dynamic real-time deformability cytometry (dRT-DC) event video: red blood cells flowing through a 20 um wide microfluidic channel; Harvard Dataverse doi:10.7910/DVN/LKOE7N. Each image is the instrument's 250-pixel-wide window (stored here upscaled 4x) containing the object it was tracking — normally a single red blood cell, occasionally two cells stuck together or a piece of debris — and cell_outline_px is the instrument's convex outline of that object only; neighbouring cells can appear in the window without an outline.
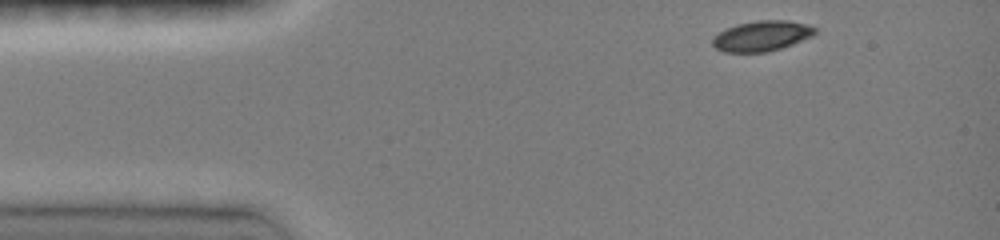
{"species": "common noctule bat (a hibernating species)", "species_latin": "Nyctalus noctula", "temperature_condition": "room temperature", "stored_images_in_passage": 38, "camera_frame_rate_fps": 3000, "um_per_image_px": 0.085, "animal": {"sex": "female", "body_mass_g": 19.0, "forearm_length_mm": 51.5}, "frame": {"image": 1, "passage_image": 1, "time_ms": 0.0, "image_size_px": [1000, 240], "cell_outline_px": [[816, 32], [812, 36], [792, 44], [768, 52], [724, 52], [716, 48], [712, 44], [712, 36], [724, 28], [736, 24], [756, 20], [788, 20], [808, 24], [816, 28]], "centroid_in_image_um": [64.71, 3.04], "position_along_channel_um": 20.3, "area_um2": 18.32}}
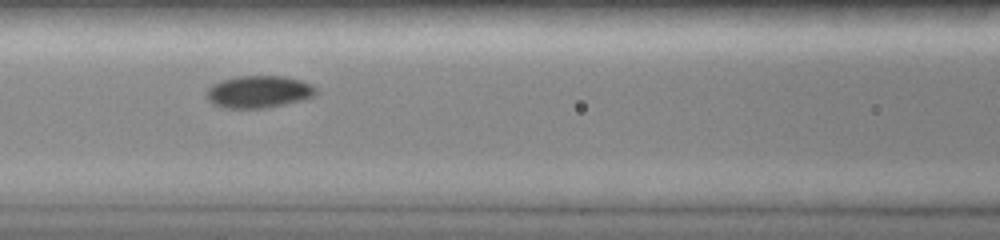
{"frame": {"image": 2, "passage_image": 15, "time_ms": 4.667, "image_size_px": [1000, 240], "cell_outline_px": [[316, 96], [304, 100], [268, 108], [224, 108], [212, 104], [208, 100], [208, 88], [212, 84], [220, 80], [236, 76], [284, 76], [300, 80], [312, 84], [316, 88]], "centroid_in_image_um": [22.02, 7.8], "position_along_channel_um": 144.6, "area_um2": 20.81}}
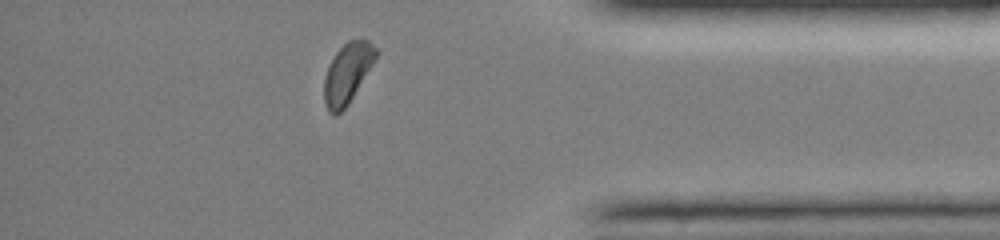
{"frame": {"image": 3, "passage_image": 35, "time_ms": 11.333, "image_size_px": [1000, 240], "cell_outline_px": [[380, 52], [348, 104], [336, 116], [332, 116], [328, 112], [324, 104], [324, 80], [328, 68], [336, 52], [348, 40], [368, 40]], "centroid_in_image_um": [29.53, 6.25], "position_along_channel_um": 405.7, "area_um2": 17.98}, "authors_computed_cell_mechanics": {"area_um2": 19.1607, "velocity_mm_per_s": 4.1224, "shape_relaxation_time_tau1_ms": 2.2691, "shape_relaxation_time_tau2_ms": null, "deformation_change_tau1": 0.0832, "deformation_change_tau2": null}}